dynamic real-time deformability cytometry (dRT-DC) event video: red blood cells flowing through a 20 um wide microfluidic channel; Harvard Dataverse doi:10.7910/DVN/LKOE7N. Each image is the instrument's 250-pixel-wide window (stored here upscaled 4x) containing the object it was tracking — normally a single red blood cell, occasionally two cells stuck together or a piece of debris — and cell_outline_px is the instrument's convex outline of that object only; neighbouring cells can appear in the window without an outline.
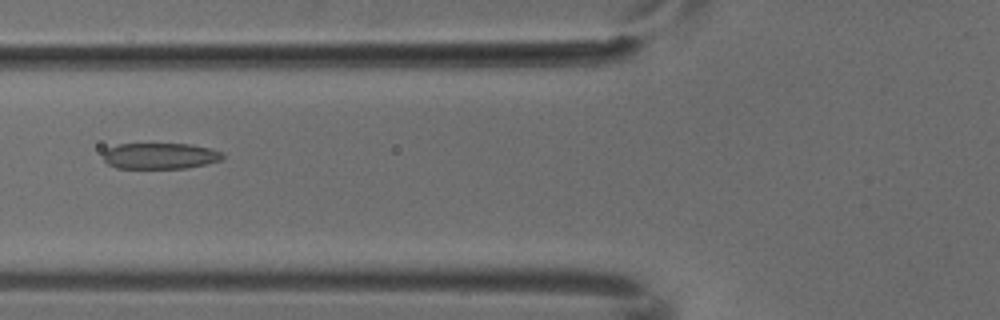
{"species": "common noctule bat (a hibernating species)", "species_latin": "Nyctalus noctula", "temperature_condition": "cold", "stored_images_in_passage": 3, "camera_frame_rate_fps": 3000, "um_per_image_px": 0.085, "animal": {"sex": "male", "body_mass_g": 18.8}, "frame": {"image": 1, "passage_image": 3, "time_ms": 0.667, "image_size_px": [1000, 320], "cell_outline_px": [[224, 156], [220, 160], [188, 168], [116, 168], [108, 164], [104, 160], [104, 152], [108, 148], [116, 144], [192, 144], [212, 148], [224, 152]], "centroid_in_image_um": [13.63, 13.25], "position_along_channel_um": 112.2, "area_um2": 18.21}}